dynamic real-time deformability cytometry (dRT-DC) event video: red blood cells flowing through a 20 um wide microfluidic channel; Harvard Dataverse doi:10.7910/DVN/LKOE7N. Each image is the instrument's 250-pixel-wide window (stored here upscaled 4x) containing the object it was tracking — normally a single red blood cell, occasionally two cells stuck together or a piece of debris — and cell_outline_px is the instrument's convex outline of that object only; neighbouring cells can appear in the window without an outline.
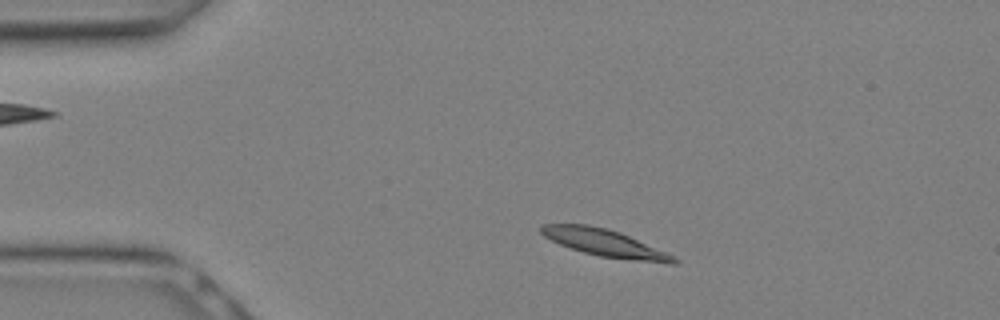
{"species": "Egyptian fruit bat (a non-hibernating species)", "species_latin": "Rousettus aegyptiacus", "temperature_condition": "warm", "stored_images_in_passage": 10, "camera_frame_rate_fps": 3000, "um_per_image_px": 0.085, "animal": {"sex": "female"}, "frame": {"image": 1, "passage_image": 2, "time_ms": 0.333, "image_size_px": [1000, 320], "cell_outline_px": [[680, 264], [668, 264], [632, 260], [600, 256], [584, 252], [560, 244], [544, 236], [540, 232], [540, 224], [588, 224], [620, 232], [664, 252], [680, 260]], "centroid_in_image_um": [51.4, 20.65], "position_along_channel_um": 33.6, "area_um2": 20.63}}
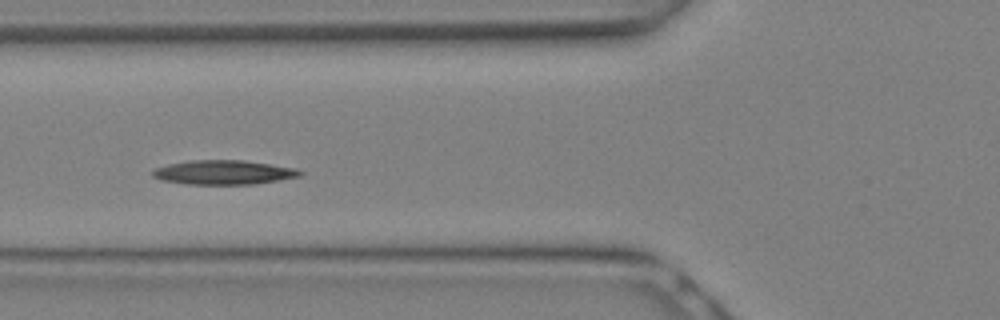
{"frame": {"image": 2, "passage_image": 7, "time_ms": 2.0, "image_size_px": [1000, 320], "cell_outline_px": [[304, 172], [300, 176], [256, 184], [184, 184], [160, 180], [152, 176], [152, 172], [156, 168], [168, 164], [188, 160], [244, 160], [296, 168]], "centroid_in_image_um": [18.99, 14.65], "position_along_channel_um": 106.8, "area_um2": 20.92}}
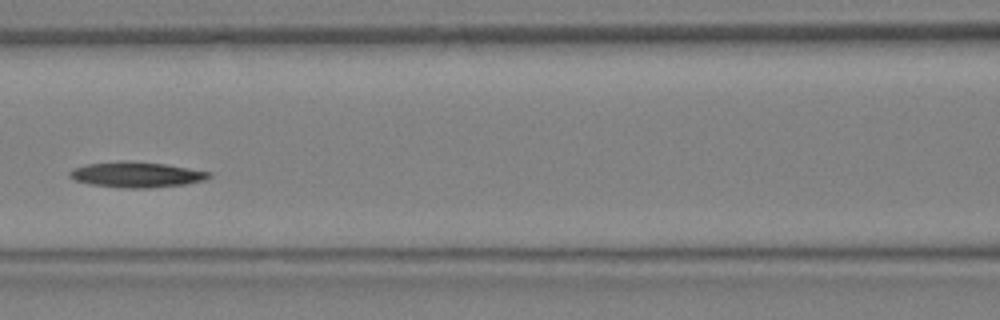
{"frame": {"image": 3, "passage_image": 9, "time_ms": 2.667, "image_size_px": [1000, 320], "cell_outline_px": [[212, 176], [204, 180], [184, 184], [148, 188], [120, 188], [92, 184], [76, 180], [68, 176], [68, 172], [72, 168], [88, 164], [120, 160], [124, 160], [164, 164], [212, 172]], "centroid_in_image_um": [11.58, 14.84], "position_along_channel_um": 155.0, "area_um2": 20.69}}